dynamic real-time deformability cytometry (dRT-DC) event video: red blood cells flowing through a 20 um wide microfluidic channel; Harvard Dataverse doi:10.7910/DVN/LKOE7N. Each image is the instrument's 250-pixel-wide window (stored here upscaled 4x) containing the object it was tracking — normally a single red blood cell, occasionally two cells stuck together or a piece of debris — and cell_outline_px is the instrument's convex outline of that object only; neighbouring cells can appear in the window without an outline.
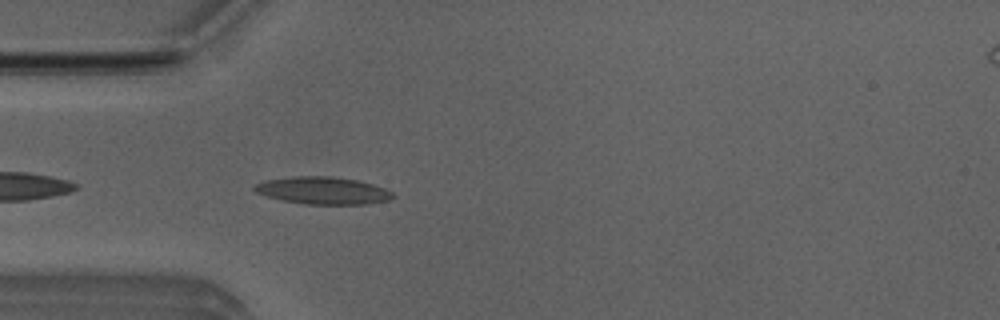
{"species": "Egyptian fruit bat (a non-hibernating species)", "species_latin": "Rousettus aegyptiacus", "temperature_condition": "room temperature", "stored_images_in_passage": 4, "camera_frame_rate_fps": 3000, "um_per_image_px": 0.085, "animal": {"sex": "male"}, "frame": {"image": 1, "passage_image": 4, "time_ms": 1.0, "image_size_px": [1000, 320], "cell_outline_px": [[396, 196], [388, 200], [368, 204], [304, 204], [280, 200], [256, 192], [252, 188], [256, 184], [268, 180], [292, 176], [332, 176], [356, 180], [372, 184], [384, 188], [392, 192]], "centroid_in_image_um": [27.46, 16.2], "position_along_channel_um": 57.5, "area_um2": 21.96}}